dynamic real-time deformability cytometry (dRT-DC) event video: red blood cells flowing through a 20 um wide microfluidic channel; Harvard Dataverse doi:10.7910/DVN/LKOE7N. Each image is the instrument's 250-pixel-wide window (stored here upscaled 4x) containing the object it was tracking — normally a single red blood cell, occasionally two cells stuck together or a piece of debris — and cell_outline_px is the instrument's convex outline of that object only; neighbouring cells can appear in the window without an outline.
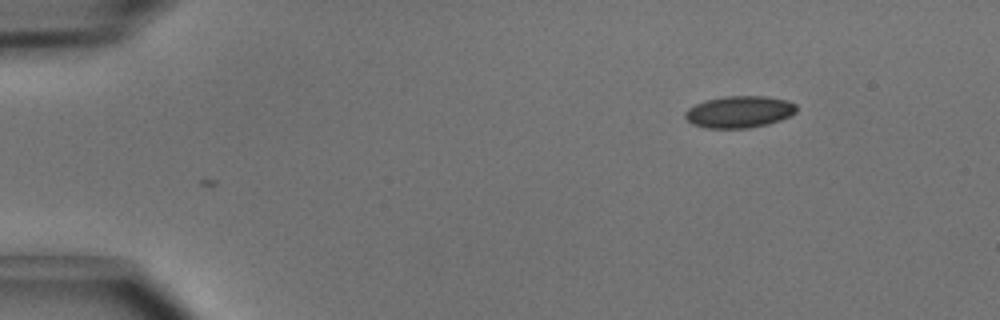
{"species": "common noctule bat (a hibernating species)", "species_latin": "Nyctalus noctula", "temperature_condition": "cold", "stored_images_in_passage": 2, "camera_frame_rate_fps": 3000, "um_per_image_px": 0.085, "animal": {"sex": "male", "body_mass_g": 15.6}, "frame": {"image": 1, "passage_image": 1, "time_ms": 0.0, "image_size_px": [1000, 320], "cell_outline_px": [[796, 112], [780, 120], [768, 124], [748, 128], [708, 128], [692, 124], [684, 116], [684, 112], [688, 108], [704, 100], [724, 96], [764, 96], [788, 100], [796, 104]], "centroid_in_image_um": [62.83, 9.5], "position_along_channel_um": 22.2, "area_um2": 20.69}}